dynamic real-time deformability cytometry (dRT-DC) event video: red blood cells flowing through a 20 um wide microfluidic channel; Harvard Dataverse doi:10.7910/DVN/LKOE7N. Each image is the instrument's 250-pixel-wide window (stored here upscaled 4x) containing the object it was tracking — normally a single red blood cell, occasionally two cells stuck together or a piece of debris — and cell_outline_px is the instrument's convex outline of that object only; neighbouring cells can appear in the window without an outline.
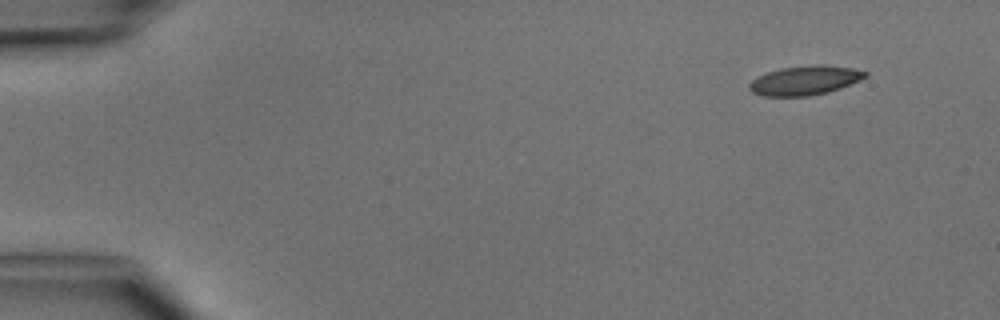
{"species": "common noctule bat (a hibernating species)", "species_latin": "Nyctalus noctula", "temperature_condition": "cold", "stored_images_in_passage": 4, "camera_frame_rate_fps": 3000, "um_per_image_px": 0.085, "animal": {"sex": "male", "body_mass_g": 15.6}, "frame": {"image": 1, "passage_image": 1, "time_ms": 0.0, "image_size_px": [1000, 320], "cell_outline_px": [[868, 76], [860, 80], [840, 88], [828, 92], [808, 96], [760, 96], [752, 92], [748, 88], [748, 84], [752, 80], [768, 72], [780, 68], [812, 64], [824, 64], [852, 68], [868, 72]], "centroid_in_image_um": [68.42, 6.83], "position_along_channel_um": 16.6, "area_um2": 19.88}}